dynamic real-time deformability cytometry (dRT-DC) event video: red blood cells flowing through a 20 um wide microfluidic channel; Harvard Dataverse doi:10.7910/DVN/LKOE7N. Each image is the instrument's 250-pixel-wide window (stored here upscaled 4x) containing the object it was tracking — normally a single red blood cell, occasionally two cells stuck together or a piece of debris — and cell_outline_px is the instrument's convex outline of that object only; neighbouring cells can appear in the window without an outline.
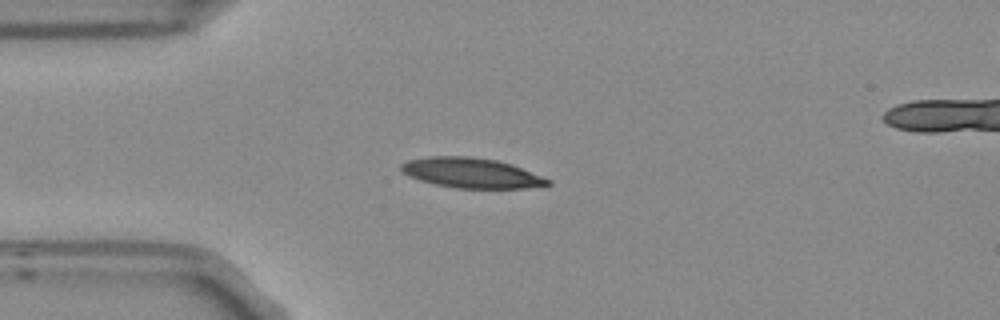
{"species": "Egyptian fruit bat (a non-hibernating species)", "species_latin": "Rousettus aegyptiacus", "temperature_condition": "room temperature", "stored_images_in_passage": 5, "camera_frame_rate_fps": 3000, "um_per_image_px": 0.085, "frame": {"image": 1, "passage_image": 1, "time_ms": 0.0, "image_size_px": [1000, 320], "cell_outline_px": [[552, 184], [528, 188], [456, 188], [436, 184], [420, 180], [404, 172], [400, 168], [400, 164], [408, 160], [428, 156], [468, 156], [496, 160], [512, 164], [552, 180]], "centroid_in_image_um": [40.1, 14.69], "position_along_channel_um": 44.9, "area_um2": 25.55}}